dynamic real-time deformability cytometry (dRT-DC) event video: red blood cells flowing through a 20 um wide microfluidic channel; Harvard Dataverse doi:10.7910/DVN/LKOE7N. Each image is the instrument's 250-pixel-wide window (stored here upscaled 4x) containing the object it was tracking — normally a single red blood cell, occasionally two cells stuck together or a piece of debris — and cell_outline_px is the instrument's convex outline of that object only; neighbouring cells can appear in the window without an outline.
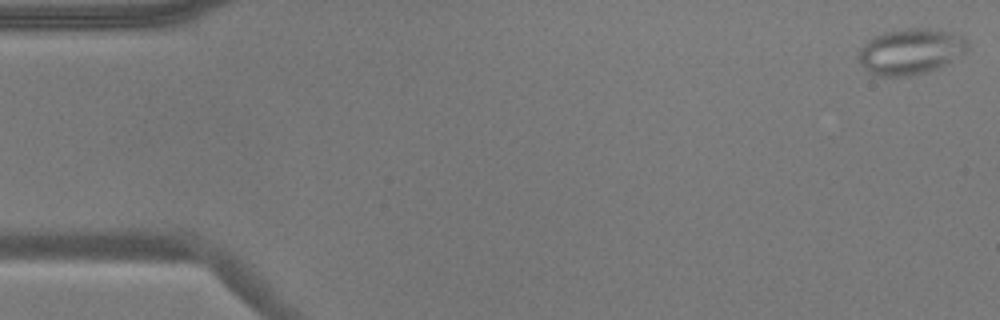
{"species": "common noctule bat (a hibernating species)", "species_latin": "Nyctalus noctula", "temperature_condition": "warm", "stored_images_in_passage": 54, "camera_frame_rate_fps": 3000, "um_per_image_px": 0.085, "animal": {"sex": "male", "body_mass_g": 17.9}, "frame": {"image": 1, "passage_image": 1, "time_ms": 0.0, "image_size_px": [1000, 320], "cell_outline_px": [[968, 48], [964, 52], [944, 64], [928, 72], [912, 76], [876, 76], [868, 72], [856, 56], [860, 48], [872, 36], [884, 32], [904, 28], [928, 28], [948, 32], [964, 36], [968, 40]], "centroid_in_image_um": [77.35, 4.37], "position_along_channel_um": 7.6, "area_um2": 29.19}}
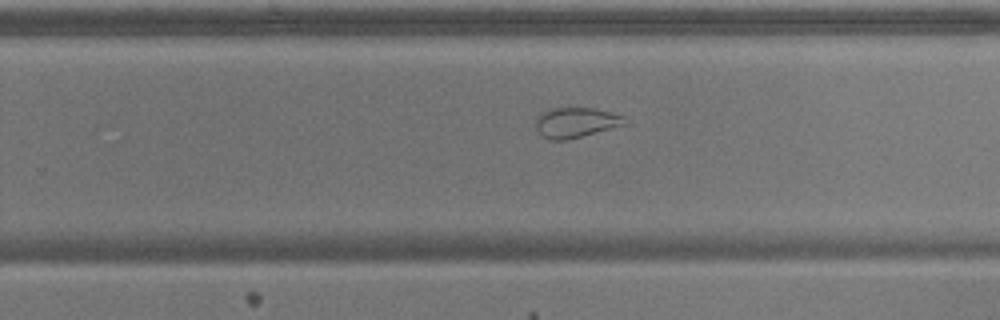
{"frame": {"image": 2, "passage_image": 34, "time_ms": 11.0, "image_size_px": [1000, 320], "cell_outline_px": [[632, 124], [564, 140], [548, 140], [540, 136], [536, 128], [536, 116], [540, 112], [552, 108], [596, 108], [612, 112], [624, 116]], "centroid_in_image_um": [48.99, 10.41], "position_along_channel_um": 280.8, "area_um2": 16.13}}
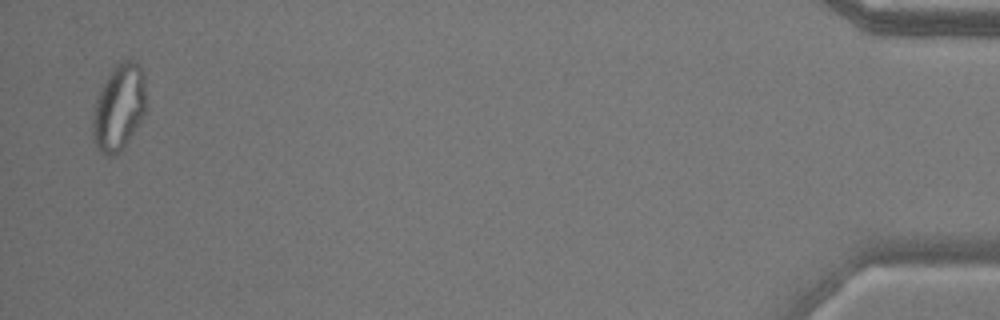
{"frame": {"image": 3, "passage_image": 53, "time_ms": 17.333, "image_size_px": [1000, 320], "cell_outline_px": [[144, 116], [124, 148], [120, 152], [112, 156], [108, 156], [100, 152], [96, 148], [92, 140], [92, 120], [96, 100], [100, 88], [112, 68], [120, 60], [128, 56], [140, 64], [144, 76]], "centroid_in_image_um": [10.09, 9.12], "position_along_channel_um": 425.1, "area_um2": 27.28}, "authors_computed_cell_mechanics": {"area_um2": 24.2182, "velocity_mm_per_s": 3.6881, "shape_relaxation_time_tau1_ms": null, "shape_relaxation_time_tau2_ms": 1.5079, "deformation_change_tau1": null, "deformation_change_tau2": 0.0863}}